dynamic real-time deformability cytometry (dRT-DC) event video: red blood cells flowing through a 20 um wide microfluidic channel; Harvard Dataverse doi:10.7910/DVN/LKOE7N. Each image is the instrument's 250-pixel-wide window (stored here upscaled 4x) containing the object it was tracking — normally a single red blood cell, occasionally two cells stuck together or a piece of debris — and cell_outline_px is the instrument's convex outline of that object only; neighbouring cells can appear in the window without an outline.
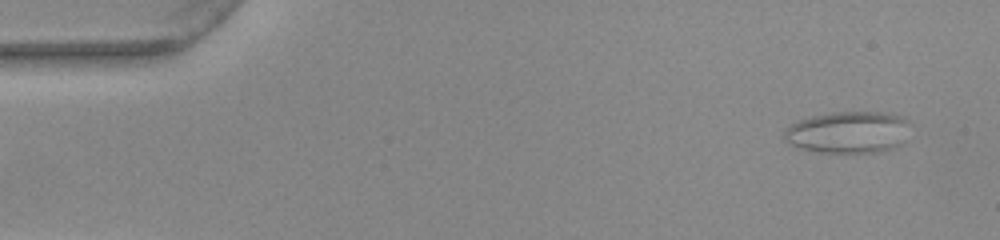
{"species": "common noctule bat (a hibernating species)", "species_latin": "Nyctalus noctula", "temperature_condition": "warm", "stored_images_in_passage": 50, "camera_frame_rate_fps": 3000, "um_per_image_px": 0.085, "animal": {"sex": "female", "body_mass_g": 22.0, "forearm_length_mm": 56.7}, "frame": {"image": 1, "passage_image": 1, "time_ms": 0.0, "image_size_px": [1000, 240], "cell_outline_px": [[908, 120], [904, 144], [896, 148], [880, 152], [816, 152], [800, 148], [788, 144], [784, 140], [784, 128], [800, 120], [812, 116], [832, 112], [888, 112], [904, 116]], "centroid_in_image_um": [72.11, 11.24], "position_along_channel_um": 12.9, "area_um2": 31.04}}
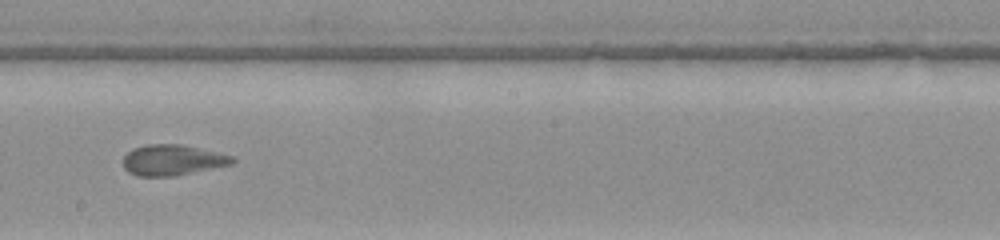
{"frame": {"image": 2, "passage_image": 27, "time_ms": 8.667, "image_size_px": [1000, 240], "cell_outline_px": [[236, 160], [232, 164], [176, 176], [136, 176], [128, 172], [124, 168], [124, 156], [132, 148], [148, 144], [184, 144], [236, 156]], "centroid_in_image_um": [14.7, 13.6], "position_along_channel_um": 233.5, "area_um2": 19.83}}
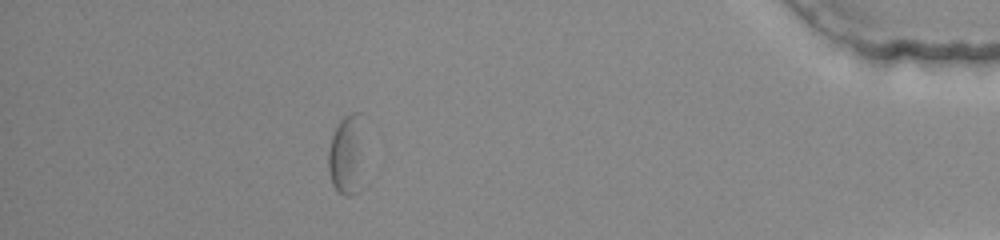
{"frame": {"image": 3, "passage_image": 44, "time_ms": 14.333, "image_size_px": [1000, 240], "cell_outline_px": [[368, 184], [364, 188], [348, 196], [344, 196], [332, 184], [328, 168], [328, 152], [332, 136], [340, 120], [344, 116], [352, 112], [360, 112]], "centroid_in_image_um": [29.58, 13.26], "position_along_channel_um": 405.6, "area_um2": 18.21}}